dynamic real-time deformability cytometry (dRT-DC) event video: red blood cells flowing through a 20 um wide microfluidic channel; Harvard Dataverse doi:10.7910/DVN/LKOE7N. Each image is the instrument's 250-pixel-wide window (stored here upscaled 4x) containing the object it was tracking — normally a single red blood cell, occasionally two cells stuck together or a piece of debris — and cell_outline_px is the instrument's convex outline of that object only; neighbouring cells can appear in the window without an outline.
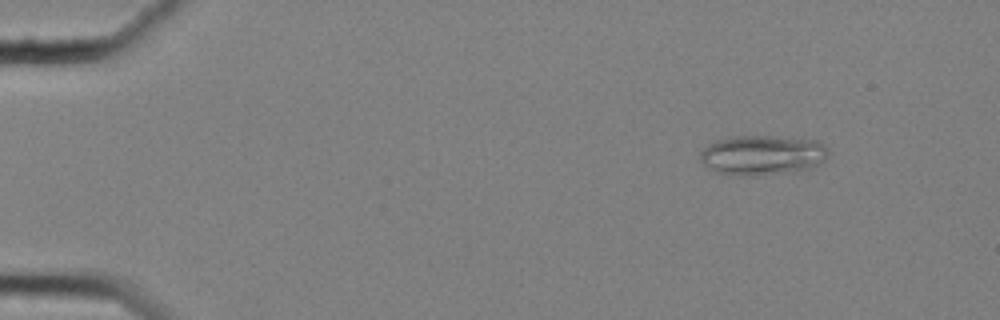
{"species": "common noctule bat (a hibernating species)", "species_latin": "Nyctalus noctula", "temperature_condition": "cold", "stored_images_in_passage": 7, "camera_frame_rate_fps": 3000, "um_per_image_px": 0.085, "animal": {"sex": "female", "body_mass_g": 25.1}, "frame": {"image": 1, "passage_image": 1, "time_ms": 0.0, "image_size_px": [1000, 320], "cell_outline_px": [[828, 152], [824, 160], [820, 164], [812, 168], [792, 172], [756, 176], [728, 176], [716, 172], [708, 168], [700, 160], [700, 152], [708, 144], [716, 140], [732, 136], [772, 136], [816, 140], [824, 144], [828, 148]], "centroid_in_image_um": [64.78, 13.2], "position_along_channel_um": 20.2, "area_um2": 30.29}}